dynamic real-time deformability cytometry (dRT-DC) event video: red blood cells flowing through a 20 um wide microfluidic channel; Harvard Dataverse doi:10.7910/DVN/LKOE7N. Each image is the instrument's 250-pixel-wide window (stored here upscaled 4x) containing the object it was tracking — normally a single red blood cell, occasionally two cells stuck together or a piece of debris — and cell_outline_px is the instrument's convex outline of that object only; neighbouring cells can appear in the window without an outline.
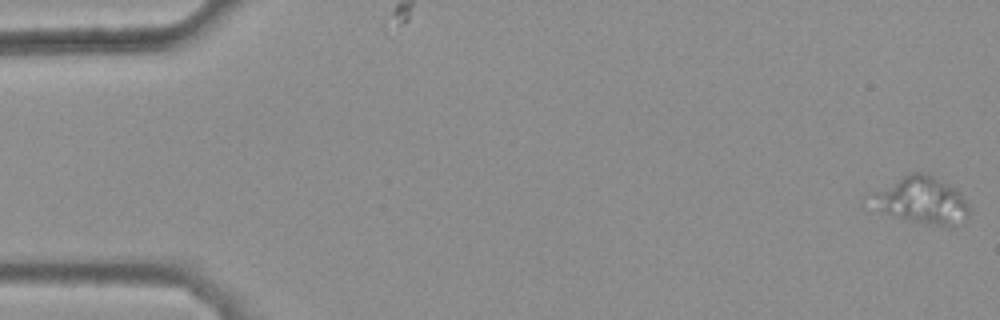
{"species": "common noctule bat (a hibernating species)", "species_latin": "Nyctalus noctula", "temperature_condition": "warm", "stored_images_in_passage": 46, "camera_frame_rate_fps": 3000, "um_per_image_px": 0.085, "animal": {"sex": "female", "body_mass_g": 25.1}, "frame": {"image": 1, "passage_image": 1, "time_ms": 0.0, "image_size_px": [1000, 320], "cell_outline_px": [[968, 216], [952, 224], [940, 224], [864, 212], [860, 204], [860, 200], [864, 196], [908, 172], [920, 172], [932, 176], [952, 188], [964, 200], [968, 208]], "centroid_in_image_um": [77.93, 17.01], "position_along_channel_um": 7.1, "area_um2": 27.34}}
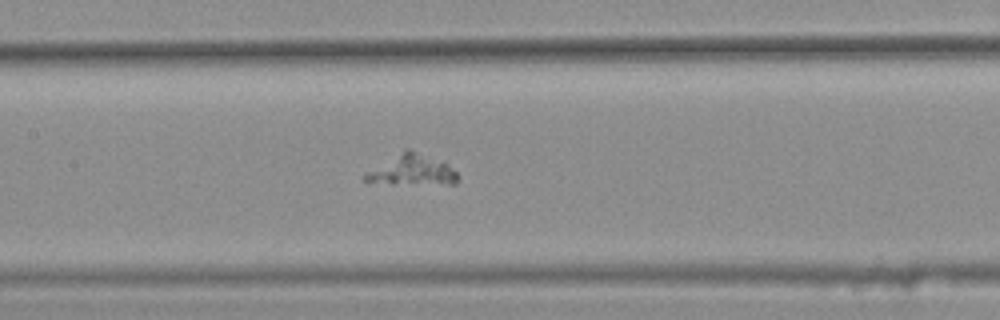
{"frame": {"image": 2, "passage_image": 25, "time_ms": 8.0, "image_size_px": [1000, 320], "cell_outline_px": [[460, 176], [456, 184], [392, 184], [364, 180], [364, 172], [404, 148], [408, 148], [444, 160]], "centroid_in_image_um": [35.04, 14.43], "position_along_channel_um": 172.4, "area_um2": 17.11}}
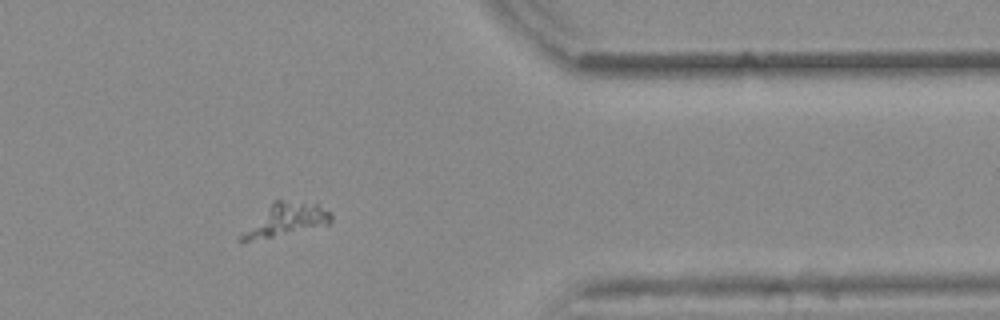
{"frame": {"image": 3, "passage_image": 43, "time_ms": 14.0, "image_size_px": [1000, 320], "cell_outline_px": [[332, 220], [328, 224], [272, 236], [248, 240], [240, 240], [240, 236], [272, 200], [284, 200], [316, 204], [332, 212]], "centroid_in_image_um": [24.35, 18.63], "position_along_channel_um": 387.1, "area_um2": 16.13}}